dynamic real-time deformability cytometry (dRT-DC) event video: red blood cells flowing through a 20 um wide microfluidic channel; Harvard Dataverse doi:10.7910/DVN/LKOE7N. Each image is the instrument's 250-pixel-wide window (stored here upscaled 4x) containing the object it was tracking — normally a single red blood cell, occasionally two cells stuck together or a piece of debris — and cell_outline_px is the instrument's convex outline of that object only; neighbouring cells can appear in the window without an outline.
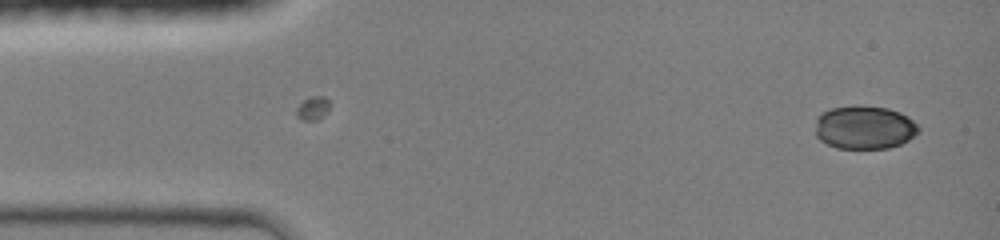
{"species": "common noctule bat (a hibernating species)", "species_latin": "Nyctalus noctula", "temperature_condition": "room temperature", "stored_images_in_passage": 44, "camera_frame_rate_fps": 3000, "um_per_image_px": 0.085, "animal": {"sex": "female", "body_mass_g": 19.0, "forearm_length_mm": 51.5}, "frame": {"image": 1, "passage_image": 2, "time_ms": 0.333, "image_size_px": [1000, 240], "cell_outline_px": [[920, 132], [908, 140], [900, 144], [888, 148], [836, 148], [820, 140], [816, 136], [816, 116], [820, 112], [832, 108], [888, 108], [900, 112], [908, 116], [920, 128]], "centroid_in_image_um": [73.48, 10.86], "position_along_channel_um": 11.5, "area_um2": 25.66}}
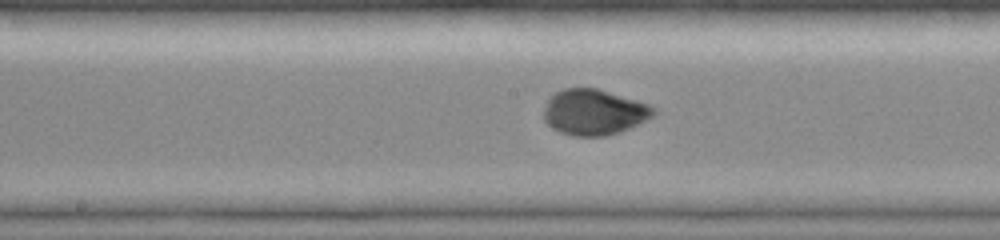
{"frame": {"image": 2, "passage_image": 22, "time_ms": 7.0, "image_size_px": [1000, 240], "cell_outline_px": [[660, 112], [620, 132], [604, 136], [572, 136], [560, 132], [552, 128], [544, 120], [544, 108], [548, 100], [556, 92], [564, 88], [596, 88], [636, 100], [648, 104], [656, 108]], "centroid_in_image_um": [50.49, 9.54], "position_along_channel_um": 197.7, "area_um2": 29.07}}
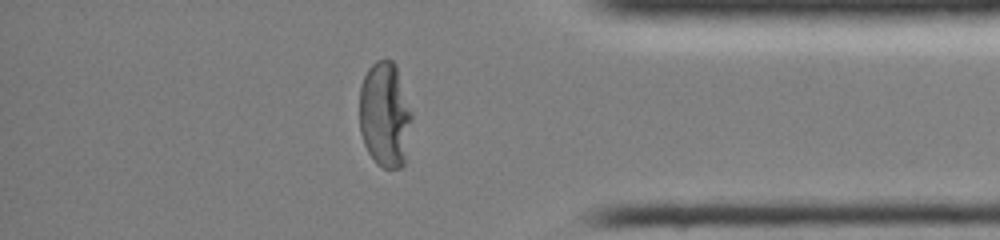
{"frame": {"image": 3, "passage_image": 37, "time_ms": 12.0, "image_size_px": [1000, 240], "cell_outline_px": [[412, 116], [404, 164], [400, 168], [384, 168], [376, 164], [368, 152], [364, 144], [360, 132], [360, 84], [368, 68], [376, 60], [392, 60], [396, 64], [412, 112]], "centroid_in_image_um": [32.71, 9.74], "position_along_channel_um": 402.5, "area_um2": 32.31}, "authors_computed_cell_mechanics": {"area_um2": 29.0734, "velocity_mm_per_s": 4.3005, "shape_relaxation_time_tau1_ms": 11.2383, "shape_relaxation_time_tau2_ms": null, "deformation_change_tau1": 0.3559, "deformation_change_tau2": null}}